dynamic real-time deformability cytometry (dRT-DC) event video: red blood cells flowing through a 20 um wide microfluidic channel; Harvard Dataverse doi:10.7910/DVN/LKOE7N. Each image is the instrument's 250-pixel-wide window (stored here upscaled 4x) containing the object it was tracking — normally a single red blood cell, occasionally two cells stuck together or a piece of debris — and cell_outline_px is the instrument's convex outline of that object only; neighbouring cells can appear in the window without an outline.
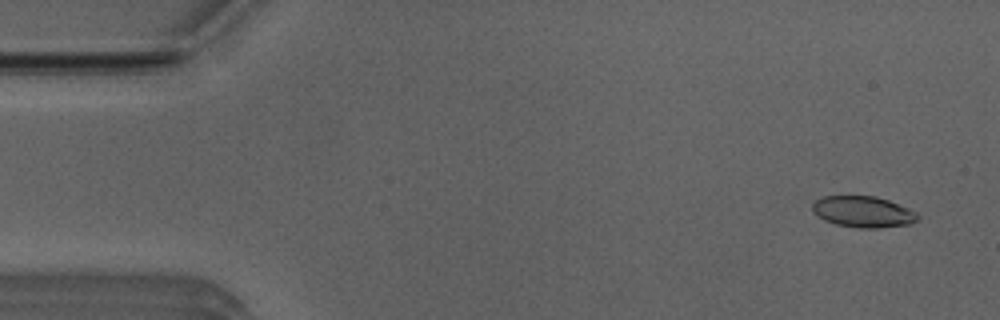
{"species": "Egyptian fruit bat (a non-hibernating species)", "species_latin": "Rousettus aegyptiacus", "temperature_condition": "room temperature", "stored_images_in_passage": 51, "camera_frame_rate_fps": 3000, "um_per_image_px": 0.085, "animal": {"sex": "male"}, "frame": {"image": 1, "passage_image": 3, "time_ms": 0.667, "image_size_px": [1000, 320], "cell_outline_px": [[920, 220], [912, 224], [880, 228], [856, 228], [836, 224], [824, 220], [816, 216], [812, 212], [812, 204], [816, 200], [824, 196], [876, 196], [888, 200], [908, 208], [916, 212], [920, 216]], "centroid_in_image_um": [73.38, 18.01], "position_along_channel_um": 11.6, "area_um2": 19.42}}
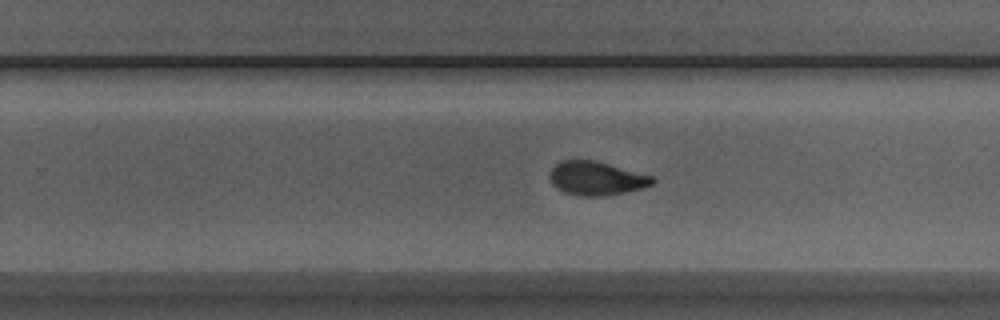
{"frame": {"image": 2, "passage_image": 32, "time_ms": 10.333, "image_size_px": [1000, 320], "cell_outline_px": [[656, 180], [652, 184], [644, 188], [608, 196], [576, 196], [564, 192], [556, 188], [552, 184], [548, 176], [552, 168], [560, 160], [596, 160], [652, 176]], "centroid_in_image_um": [50.67, 15.17], "position_along_channel_um": 279.1, "area_um2": 20.46}}
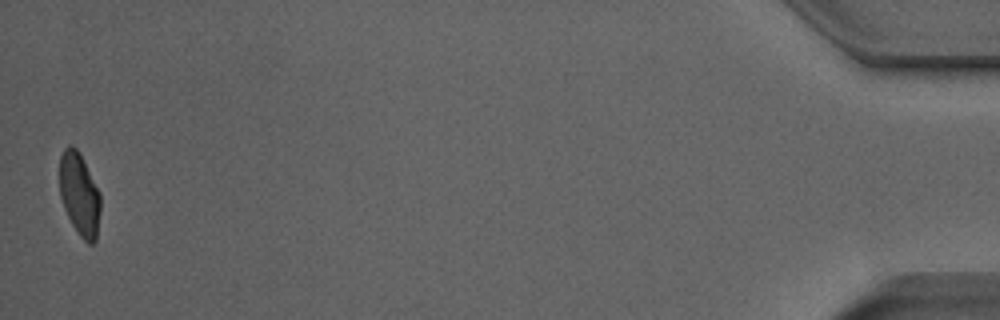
{"frame": {"image": 3, "passage_image": 51, "time_ms": 16.667, "image_size_px": [1000, 320], "cell_outline_px": [[100, 212], [96, 240], [92, 244], [88, 244], [80, 236], [72, 224], [64, 208], [60, 196], [60, 156], [64, 148], [68, 144], [76, 148], [80, 152], [100, 192]], "centroid_in_image_um": [6.76, 16.5], "position_along_channel_um": 428.4, "area_um2": 19.83}, "authors_computed_cell_mechanics": {"area_um2": 20.4612, "velocity_mm_per_s": 3.9578, "shape_relaxation_time_tau1_ms": 3.6766, "shape_relaxation_time_tau2_ms": 1.1739, "deformation_change_tau1": 0.1514, "deformation_change_tau2": 0.0578}}